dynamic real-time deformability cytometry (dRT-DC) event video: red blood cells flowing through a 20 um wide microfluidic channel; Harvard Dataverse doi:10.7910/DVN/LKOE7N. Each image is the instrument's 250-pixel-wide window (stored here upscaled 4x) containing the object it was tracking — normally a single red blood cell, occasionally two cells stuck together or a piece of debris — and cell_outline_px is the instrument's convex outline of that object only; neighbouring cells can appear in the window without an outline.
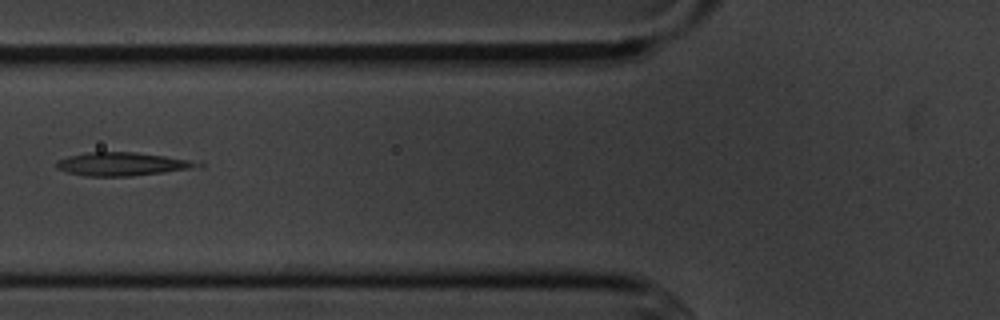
{"species": "common noctule bat (a hibernating species)", "species_latin": "Nyctalus noctula", "temperature_condition": "cold", "stored_images_in_passage": 8, "camera_frame_rate_fps": 3000, "um_per_image_px": 0.085, "animal": {"sex": "male", "body_mass_g": 20.1, "forearm_length_mm": 53.5}, "frame": {"image": 1, "passage_image": 5, "time_ms": 5.667, "image_size_px": [1000, 320], "cell_outline_px": [[204, 168], [128, 176], [84, 176], [68, 172], [56, 168], [56, 160], [68, 156], [88, 152], [136, 152], [164, 156], [188, 160], [204, 164]], "centroid_in_image_um": [10.42, 13.95], "position_along_channel_um": 115.4, "area_um2": 19.31}}
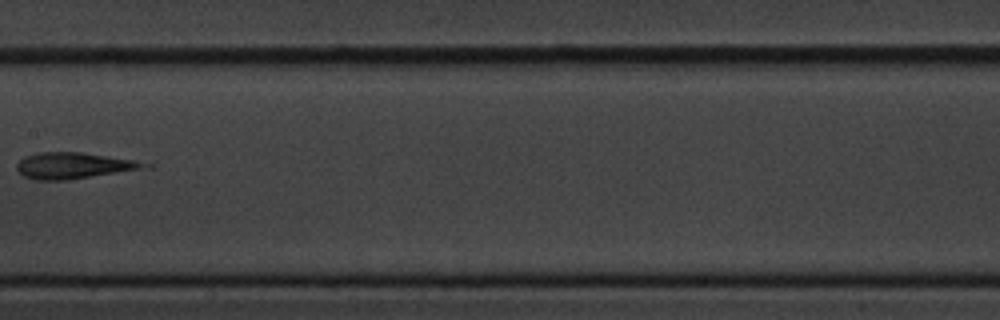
{"frame": {"image": 2, "passage_image": 7, "time_ms": 8.0, "image_size_px": [1000, 320], "cell_outline_px": [[140, 164], [136, 168], [116, 172], [68, 180], [36, 180], [24, 176], [16, 168], [16, 164], [24, 156], [40, 152], [84, 152], [132, 160]], "centroid_in_image_um": [6.0, 14.06], "position_along_channel_um": 201.4, "area_um2": 18.55}}
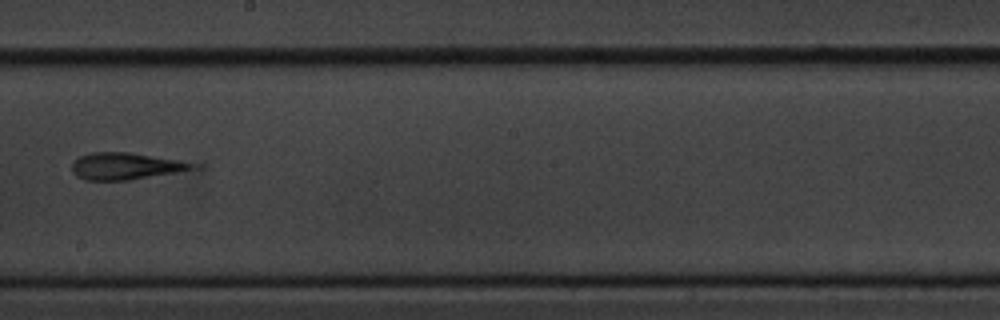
{"frame": {"image": 3, "passage_image": 8, "time_ms": 9.0, "image_size_px": [1000, 320], "cell_outline_px": [[204, 168], [128, 180], [84, 180], [76, 176], [72, 172], [72, 160], [80, 156], [92, 152], [128, 152], [204, 164]], "centroid_in_image_um": [10.77, 14.12], "position_along_channel_um": 237.4, "area_um2": 19.31}}